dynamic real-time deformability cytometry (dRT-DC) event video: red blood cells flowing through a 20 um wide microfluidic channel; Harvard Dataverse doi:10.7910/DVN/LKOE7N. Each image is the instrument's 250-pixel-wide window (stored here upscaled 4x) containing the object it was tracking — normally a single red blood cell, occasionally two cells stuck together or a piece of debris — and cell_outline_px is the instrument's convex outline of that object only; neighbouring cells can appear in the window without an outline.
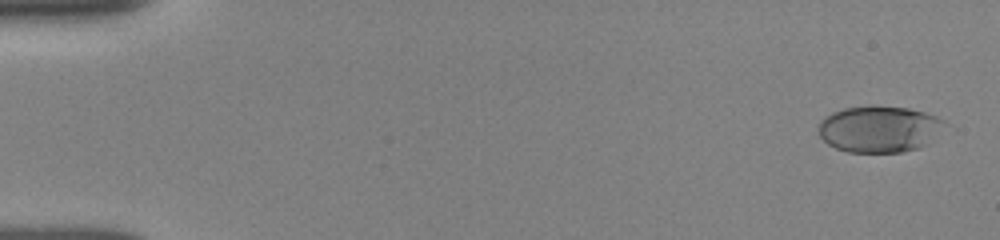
{"species": "human", "species_latin": "Homo sapiens", "temperature_condition": "room temperature", "stored_images_in_passage": 22, "camera_frame_rate_fps": 3000, "um_per_image_px": 0.085, "donor": {"sex": "female"}, "frame": {"image": 1, "passage_image": 1, "time_ms": 0.0, "image_size_px": [1000, 240], "cell_outline_px": [[948, 124], [920, 148], [900, 152], [848, 152], [836, 148], [828, 144], [820, 136], [816, 128], [820, 120], [832, 112], [844, 108], [872, 104], [908, 108], [924, 112], [936, 116], [944, 120]], "centroid_in_image_um": [74.7, 10.94], "position_along_channel_um": 10.3, "area_um2": 34.51}}
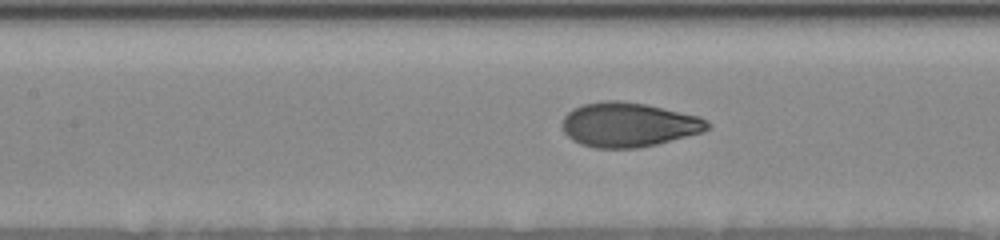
{"frame": {"image": 2, "passage_image": 13, "time_ms": 7.333, "image_size_px": [1000, 240], "cell_outline_px": [[712, 128], [704, 132], [656, 144], [636, 148], [596, 148], [580, 144], [572, 140], [564, 132], [560, 124], [564, 116], [572, 108], [584, 104], [600, 100], [620, 100], [644, 104], [700, 116], [708, 120], [712, 124]], "centroid_in_image_um": [53.43, 10.59], "position_along_channel_um": 154.0, "area_um2": 37.97}}
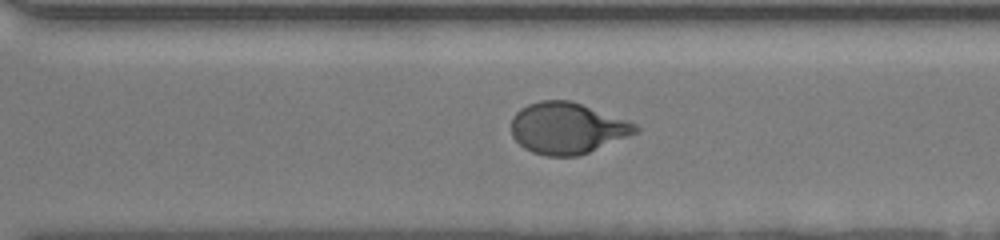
{"frame": {"image": 3, "passage_image": 22, "time_ms": 11.667, "image_size_px": [1000, 240], "cell_outline_px": [[640, 132], [588, 152], [576, 156], [548, 156], [532, 152], [524, 148], [512, 136], [512, 116], [520, 108], [528, 104], [540, 100], [568, 100], [580, 104], [636, 124], [640, 128]], "centroid_in_image_um": [48.19, 10.9], "position_along_channel_um": 322.4, "area_um2": 36.76}}